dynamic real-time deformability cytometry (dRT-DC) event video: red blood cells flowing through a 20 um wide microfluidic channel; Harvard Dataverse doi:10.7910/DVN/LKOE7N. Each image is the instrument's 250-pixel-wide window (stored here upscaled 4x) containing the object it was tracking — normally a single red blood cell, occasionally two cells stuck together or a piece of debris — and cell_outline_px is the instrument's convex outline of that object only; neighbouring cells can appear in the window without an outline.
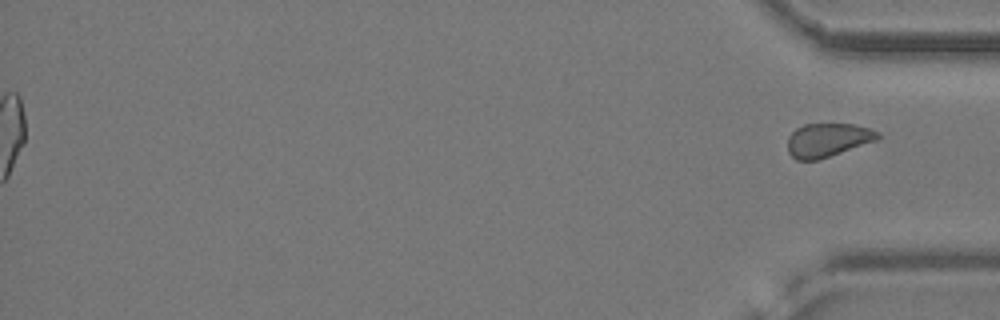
{"species": "common noctule bat (a hibernating species)", "species_latin": "Nyctalus noctula", "temperature_condition": "cold", "stored_images_in_passage": 53, "segment_of_instrument_passage": [2, 2], "camera_frame_rate_fps": 3000, "um_per_image_px": 0.085, "animal": {"sex": "female", "body_mass_g": 24.6, "forearm_length_mm": 56.2}, "frame": {"image": 1, "passage_image": 53, "time_ms": 17.333, "image_size_px": [1000, 320], "cell_outline_px": [[880, 140], [816, 160], [796, 160], [788, 152], [788, 136], [796, 128], [804, 124], [856, 124], [872, 128], [880, 132]], "centroid_in_image_um": [70.4, 11.89], "position_along_channel_um": 364.8, "area_um2": 17.92}}